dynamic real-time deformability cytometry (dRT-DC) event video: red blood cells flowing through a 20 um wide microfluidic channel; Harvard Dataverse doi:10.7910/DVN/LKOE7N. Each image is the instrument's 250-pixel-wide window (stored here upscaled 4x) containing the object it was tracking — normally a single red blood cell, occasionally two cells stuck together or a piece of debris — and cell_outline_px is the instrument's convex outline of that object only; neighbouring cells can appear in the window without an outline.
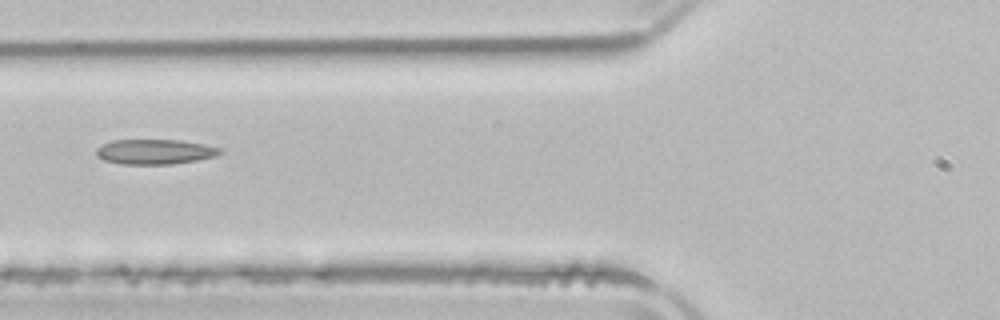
{"species": "common noctule bat (a hibernating species)", "species_latin": "Nyctalus noctula", "temperature_condition": "room temperature", "stored_images_in_passage": 4, "camera_frame_rate_fps": 3000, "um_per_image_px": 0.085, "animal": {"sex": "male", "body_mass_g": 21.5, "forearm_length_mm": 52.0}, "frame": {"image": 1, "passage_image": 4, "time_ms": 4.0, "image_size_px": [1000, 320], "cell_outline_px": [[224, 152], [216, 156], [196, 160], [172, 164], [120, 164], [104, 160], [96, 156], [96, 148], [112, 140], [180, 140], [204, 144], [220, 148]], "centroid_in_image_um": [13.16, 12.9], "position_along_channel_um": 112.6, "area_um2": 18.03}}